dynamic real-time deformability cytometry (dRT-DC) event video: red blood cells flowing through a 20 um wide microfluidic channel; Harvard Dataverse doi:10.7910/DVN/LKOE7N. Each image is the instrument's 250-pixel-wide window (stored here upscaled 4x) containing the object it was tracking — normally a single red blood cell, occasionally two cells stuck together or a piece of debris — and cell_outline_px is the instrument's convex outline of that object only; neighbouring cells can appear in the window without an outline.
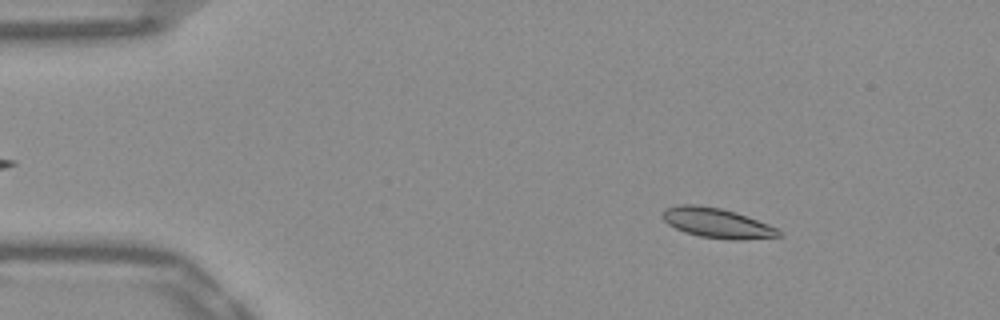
{"species": "Egyptian fruit bat (a non-hibernating species)", "species_latin": "Rousettus aegyptiacus", "temperature_condition": "warm", "stored_images_in_passage": 52, "camera_frame_rate_fps": 3000, "um_per_image_px": 0.085, "frame": {"image": 1, "passage_image": 7, "time_ms": 2.0, "image_size_px": [1000, 320], "cell_outline_px": [[784, 236], [740, 240], [728, 240], [700, 236], [684, 232], [668, 224], [660, 216], [668, 208], [676, 204], [696, 204], [720, 208], [736, 212], [768, 224], [776, 228]], "centroid_in_image_um": [60.94, 18.96], "position_along_channel_um": 24.1, "area_um2": 20.23}}
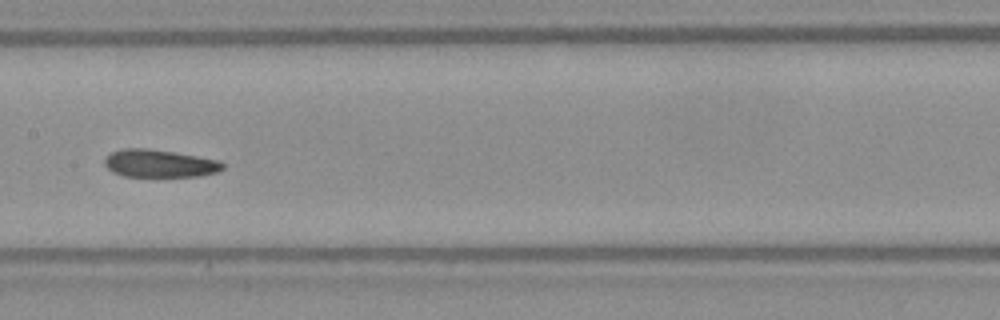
{"frame": {"image": 2, "passage_image": 26, "time_ms": 8.333, "image_size_px": [1000, 320], "cell_outline_px": [[224, 168], [216, 172], [200, 176], [124, 176], [112, 172], [104, 164], [104, 156], [112, 152], [124, 148], [148, 148], [196, 156], [216, 160], [224, 164]], "centroid_in_image_um": [13.5, 13.89], "position_along_channel_um": 193.9, "area_um2": 18.9}}
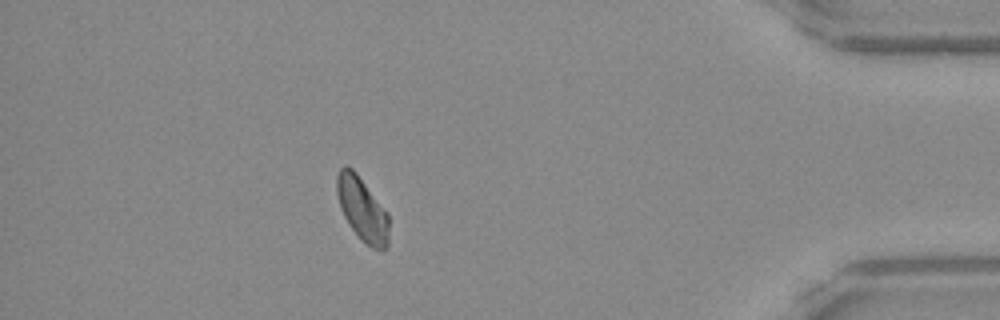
{"frame": {"image": 3, "passage_image": 46, "time_ms": 15.0, "image_size_px": [1000, 320], "cell_outline_px": [[388, 244], [384, 248], [372, 248], [360, 240], [348, 224], [340, 208], [336, 192], [336, 176], [340, 168], [344, 164], [352, 168], [356, 172], [388, 212]], "centroid_in_image_um": [30.76, 17.75], "position_along_channel_um": 404.4, "area_um2": 19.48}, "authors_computed_cell_mechanics": {"area_um2": 19.363, "velocity_mm_per_s": 3.8625, "shape_relaxation_time_tau1_ms": null, "shape_relaxation_time_tau2_ms": 2.5099, "deformation_change_tau1": null, "deformation_change_tau2": 0.0666}}